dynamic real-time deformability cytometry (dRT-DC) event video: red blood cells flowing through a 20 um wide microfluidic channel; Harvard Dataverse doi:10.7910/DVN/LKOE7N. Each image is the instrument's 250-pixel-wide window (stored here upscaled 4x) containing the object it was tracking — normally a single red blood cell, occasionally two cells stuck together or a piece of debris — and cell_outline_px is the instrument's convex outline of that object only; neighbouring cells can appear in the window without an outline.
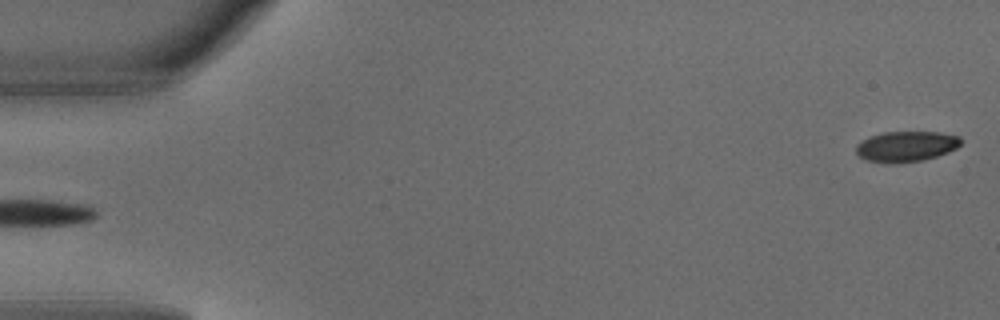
{"species": "common noctule bat (a hibernating species)", "species_latin": "Nyctalus noctula", "temperature_condition": "warm", "stored_images_in_passage": 4, "segment_of_instrument_passage": [2, 2], "camera_frame_rate_fps": 3000, "um_per_image_px": 0.085, "animal": {"sex": "male", "body_mass_g": 18.8}, "frame": {"image": 1, "passage_image": 4, "time_ms": 1.0, "image_size_px": [1000, 320], "cell_outline_px": [[960, 144], [956, 148], [948, 152], [924, 160], [868, 160], [860, 156], [856, 152], [856, 144], [860, 140], [884, 132], [940, 132], [960, 136]], "centroid_in_image_um": [77.06, 12.39], "position_along_channel_um": 7.9, "area_um2": 17.8}}